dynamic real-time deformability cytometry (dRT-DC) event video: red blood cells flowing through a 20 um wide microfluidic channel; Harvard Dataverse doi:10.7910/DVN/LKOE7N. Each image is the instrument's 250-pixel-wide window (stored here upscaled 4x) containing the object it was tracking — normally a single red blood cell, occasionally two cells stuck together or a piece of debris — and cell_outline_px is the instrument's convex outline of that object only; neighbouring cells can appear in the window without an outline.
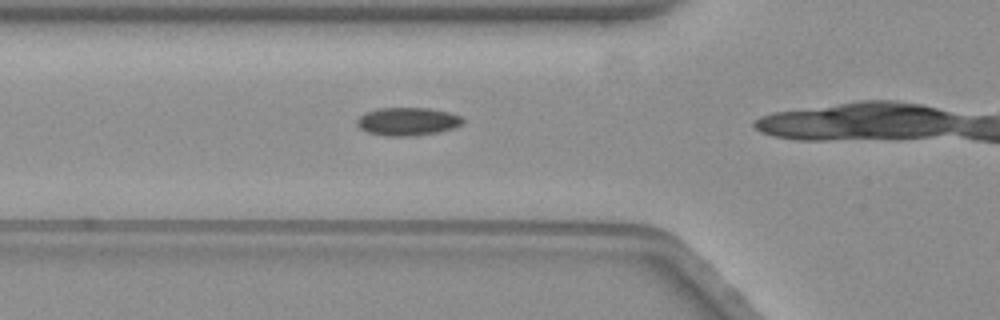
{"species": "common noctule bat (a hibernating species)", "species_latin": "Nyctalus noctula", "temperature_condition": "warm", "stored_images_in_passage": 15, "camera_frame_rate_fps": 3000, "um_per_image_px": 0.085, "animal": {"sex": "female", "body_mass_g": 19.3, "forearm_length_mm": 54.1}, "frame": {"image": 1, "passage_image": 11, "time_ms": 3.333, "image_size_px": [1000, 320], "cell_outline_px": [[464, 120], [460, 124], [452, 128], [436, 132], [412, 136], [384, 136], [368, 132], [360, 128], [356, 124], [356, 120], [360, 116], [368, 112], [380, 108], [428, 108], [448, 112], [460, 116]], "centroid_in_image_um": [34.61, 10.33], "position_along_channel_um": 91.2, "area_um2": 17.05}}